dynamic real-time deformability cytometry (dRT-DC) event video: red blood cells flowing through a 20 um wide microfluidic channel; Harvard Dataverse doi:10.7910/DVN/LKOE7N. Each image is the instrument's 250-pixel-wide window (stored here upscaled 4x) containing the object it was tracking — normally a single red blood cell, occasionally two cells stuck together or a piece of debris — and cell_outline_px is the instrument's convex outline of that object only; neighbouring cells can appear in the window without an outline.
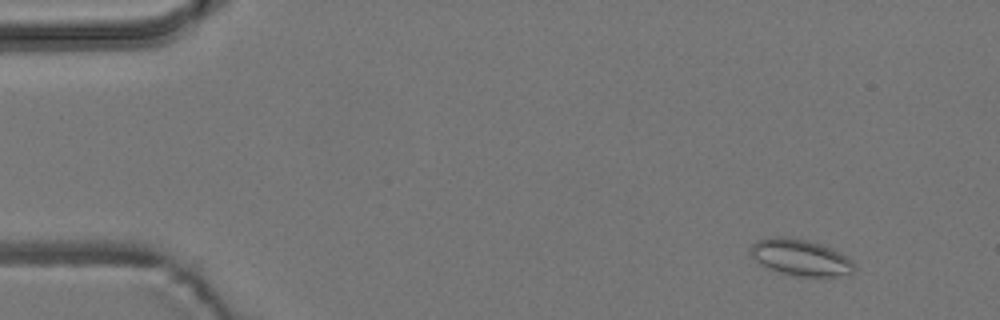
{"species": "common noctule bat (a hibernating species)", "species_latin": "Nyctalus noctula", "temperature_condition": "room temperature", "stored_images_in_passage": 5, "camera_frame_rate_fps": 3000, "um_per_image_px": 0.085, "animal": {"sex": "male", "body_mass_g": 19.2, "forearm_length_mm": 51.8}, "frame": {"image": 1, "passage_image": 2, "time_ms": 1.333, "image_size_px": [1000, 320], "cell_outline_px": [[856, 268], [848, 276], [796, 276], [780, 272], [768, 268], [760, 264], [748, 252], [752, 244], [756, 240], [776, 236], [780, 236], [804, 240], [820, 244], [840, 252], [852, 260]], "centroid_in_image_um": [68.05, 21.89], "position_along_channel_um": 17.0, "area_um2": 21.96}}